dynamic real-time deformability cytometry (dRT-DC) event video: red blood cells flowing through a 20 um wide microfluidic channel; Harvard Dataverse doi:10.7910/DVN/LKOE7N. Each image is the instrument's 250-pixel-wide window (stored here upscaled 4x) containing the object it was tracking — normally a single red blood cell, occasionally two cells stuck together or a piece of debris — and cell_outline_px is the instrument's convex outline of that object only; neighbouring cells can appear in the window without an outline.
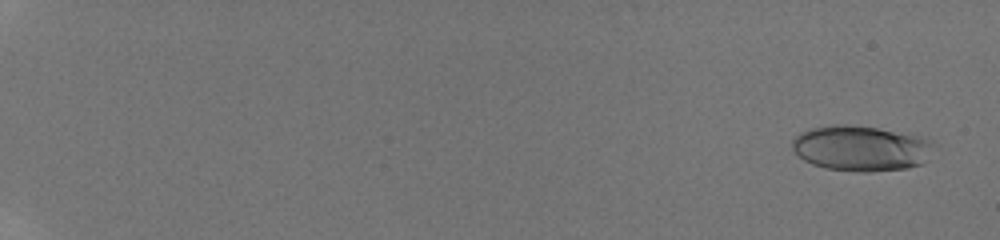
{"species": "human", "species_latin": "Homo sapiens", "temperature_condition": "room temperature", "stored_images_in_passage": 41, "camera_frame_rate_fps": 3000, "um_per_image_px": 0.085, "donor": {"sex": "male"}, "frame": {"image": 1, "passage_image": 2, "time_ms": 0.667, "image_size_px": [1000, 240], "cell_outline_px": [[936, 144], [920, 164], [908, 168], [864, 172], [860, 172], [824, 168], [812, 164], [804, 160], [792, 148], [792, 140], [800, 132], [812, 128], [832, 124], [848, 124], [876, 128], [920, 136]], "centroid_in_image_um": [73.14, 12.6], "position_along_channel_um": 11.9, "area_um2": 37.22}}
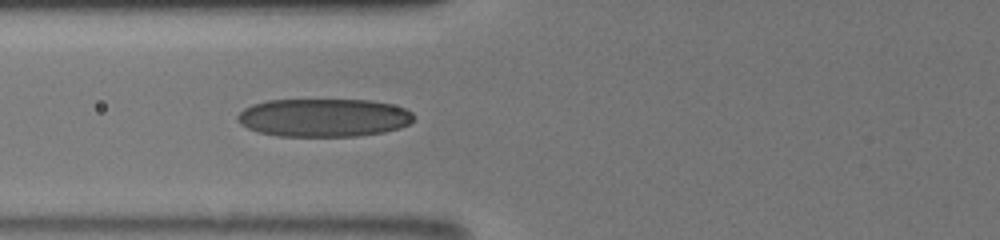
{"frame": {"image": 2, "passage_image": 19, "time_ms": 8.333, "image_size_px": [1000, 240], "cell_outline_px": [[416, 116], [408, 124], [400, 128], [384, 132], [356, 136], [276, 136], [256, 132], [240, 124], [236, 120], [236, 116], [244, 108], [252, 104], [268, 100], [368, 100], [392, 104], [404, 108], [412, 112]], "centroid_in_image_um": [27.49, 10.0], "position_along_channel_um": 98.3, "area_um2": 39.48}}
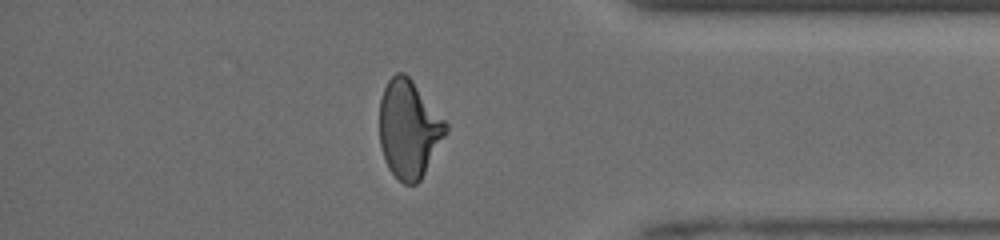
{"frame": {"image": 3, "passage_image": 36, "time_ms": 16.0, "image_size_px": [1000, 240], "cell_outline_px": [[448, 132], [420, 180], [416, 184], [404, 184], [388, 168], [384, 160], [380, 144], [380, 100], [384, 88], [388, 80], [396, 72], [404, 72], [412, 80], [448, 124]], "centroid_in_image_um": [34.75, 10.96], "position_along_channel_um": 400.4, "area_um2": 37.63}, "authors_computed_cell_mechanics": {"area_um2": 37.1076, "velocity_mm_per_s": 4.0982, "shape_relaxation_time_tau1_ms": 4.3844, "shape_relaxation_time_tau2_ms": 1.4021, "deformation_change_tau1": 0.1784, "deformation_change_tau2": 0.0823}}